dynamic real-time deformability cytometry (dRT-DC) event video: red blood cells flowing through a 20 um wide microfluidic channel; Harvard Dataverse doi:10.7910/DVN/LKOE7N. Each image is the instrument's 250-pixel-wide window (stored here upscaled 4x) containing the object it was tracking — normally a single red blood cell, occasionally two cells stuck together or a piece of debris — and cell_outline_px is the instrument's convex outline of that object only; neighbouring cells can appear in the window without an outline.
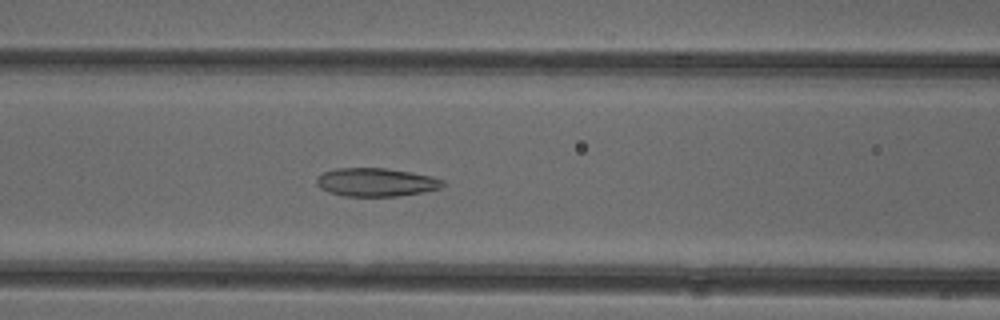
{"species": "common noctule bat (a hibernating species)", "species_latin": "Nyctalus noctula", "temperature_condition": "cold", "stored_images_in_passage": 51, "camera_frame_rate_fps": 3000, "um_per_image_px": 0.085, "animal": {"sex": "female"}, "frame": {"image": 1, "passage_image": 21, "time_ms": 6.667, "image_size_px": [1000, 320], "cell_outline_px": [[444, 184], [440, 188], [424, 192], [400, 196], [344, 196], [328, 192], [320, 188], [316, 184], [316, 180], [324, 172], [336, 168], [384, 168], [432, 176], [444, 180]], "centroid_in_image_um": [31.96, 15.5], "position_along_channel_um": 134.6, "area_um2": 20.81}}
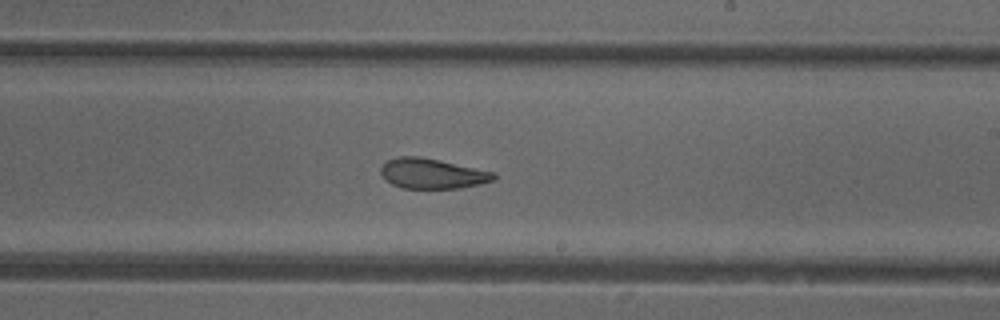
{"frame": {"image": 2, "passage_image": 30, "time_ms": 9.667, "image_size_px": [1000, 320], "cell_outline_px": [[496, 176], [492, 180], [480, 184], [460, 188], [400, 188], [392, 184], [380, 172], [380, 168], [388, 160], [400, 156], [420, 156], [440, 160], [496, 172]], "centroid_in_image_um": [36.76, 14.75], "position_along_channel_um": 252.2, "area_um2": 19.77}}
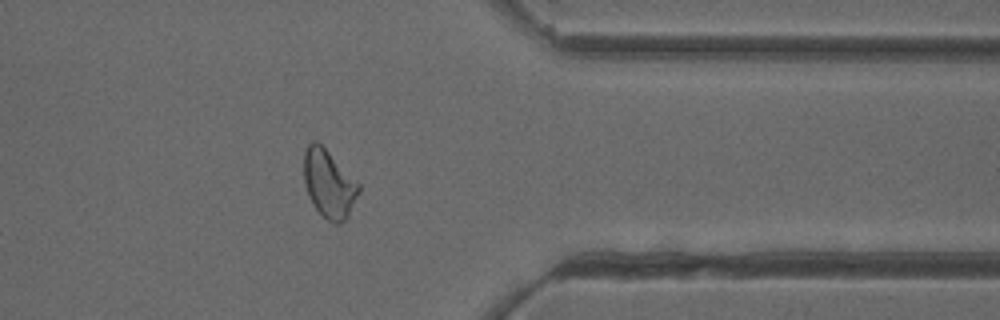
{"frame": {"image": 3, "passage_image": 41, "time_ms": 13.333, "image_size_px": [1000, 320], "cell_outline_px": [[360, 192], [348, 216], [340, 224], [336, 224], [328, 220], [312, 204], [308, 196], [304, 180], [304, 152], [308, 144], [312, 140], [316, 140], [360, 184]], "centroid_in_image_um": [27.95, 15.63], "position_along_channel_um": 383.4, "area_um2": 21.5}, "authors_computed_cell_mechanics": {"area_um2": 22.0796, "velocity_mm_per_s": 3.9219, "shape_relaxation_time_tau1_ms": null, "shape_relaxation_time_tau2_ms": 2.4218, "deformation_change_tau1": null, "deformation_change_tau2": 0.0873}}